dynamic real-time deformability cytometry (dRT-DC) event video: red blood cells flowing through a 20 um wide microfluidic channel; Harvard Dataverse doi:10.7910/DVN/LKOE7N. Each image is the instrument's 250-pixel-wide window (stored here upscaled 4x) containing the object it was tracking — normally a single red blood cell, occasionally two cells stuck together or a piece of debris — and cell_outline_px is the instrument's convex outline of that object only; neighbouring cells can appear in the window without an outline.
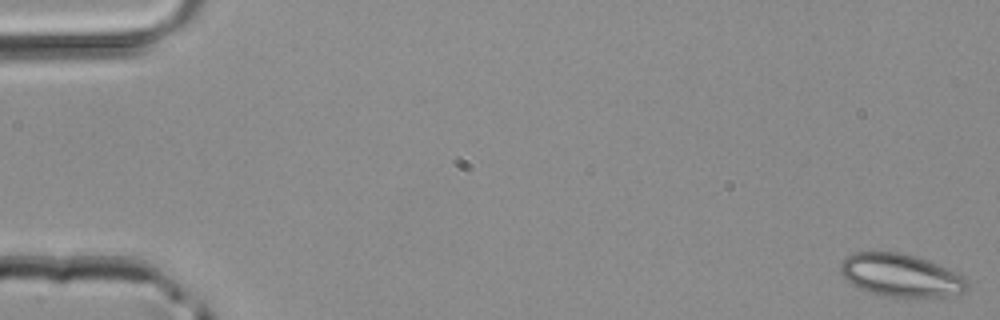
{"species": "common noctule bat (a hibernating species)", "species_latin": "Nyctalus noctula", "temperature_condition": "room temperature", "stored_images_in_passage": 4, "camera_frame_rate_fps": 3000, "um_per_image_px": 0.085, "animal": {"sex": "male", "body_mass_g": 20.4}, "frame": {"image": 1, "passage_image": 1, "time_ms": 0.0, "image_size_px": [1000, 320], "cell_outline_px": [[968, 284], [960, 292], [944, 296], [884, 296], [868, 292], [844, 280], [840, 272], [840, 264], [852, 252], [900, 252], [916, 256], [928, 260], [948, 268], [964, 276], [968, 280]], "centroid_in_image_um": [76.52, 23.38], "position_along_channel_um": 8.5, "area_um2": 31.39}}